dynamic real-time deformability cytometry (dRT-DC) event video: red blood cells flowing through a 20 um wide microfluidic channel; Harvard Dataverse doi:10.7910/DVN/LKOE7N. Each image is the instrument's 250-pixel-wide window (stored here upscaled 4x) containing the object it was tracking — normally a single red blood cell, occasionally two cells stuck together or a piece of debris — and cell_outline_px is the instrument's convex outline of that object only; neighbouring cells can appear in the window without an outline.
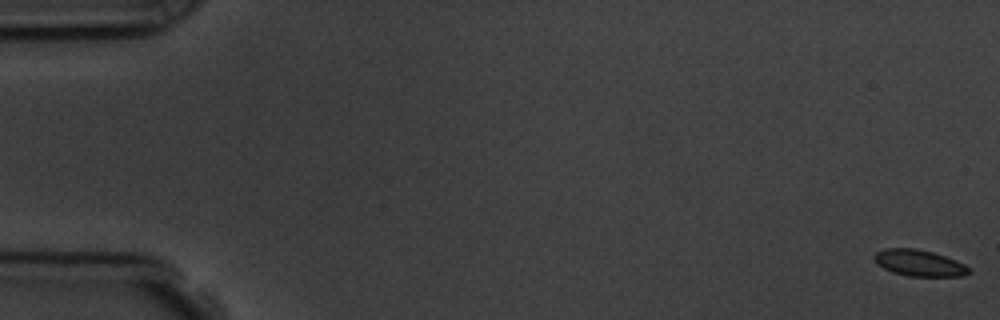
{"species": "common noctule bat (a hibernating species)", "species_latin": "Nyctalus noctula", "temperature_condition": "room temperature", "stored_images_in_passage": 5, "camera_frame_rate_fps": 3000, "um_per_image_px": 0.085, "animal": {"sex": "male", "body_mass_g": 19.5, "forearm_length_mm": 54.6}, "frame": {"image": 1, "passage_image": 1, "time_ms": 0.0, "image_size_px": [1000, 320], "cell_outline_px": [[968, 272], [964, 276], [908, 276], [892, 272], [876, 264], [872, 256], [876, 252], [884, 248], [916, 248], [932, 252], [956, 260], [964, 264], [968, 268]], "centroid_in_image_um": [78.07, 22.34], "position_along_channel_um": 6.9, "area_um2": 14.51}}